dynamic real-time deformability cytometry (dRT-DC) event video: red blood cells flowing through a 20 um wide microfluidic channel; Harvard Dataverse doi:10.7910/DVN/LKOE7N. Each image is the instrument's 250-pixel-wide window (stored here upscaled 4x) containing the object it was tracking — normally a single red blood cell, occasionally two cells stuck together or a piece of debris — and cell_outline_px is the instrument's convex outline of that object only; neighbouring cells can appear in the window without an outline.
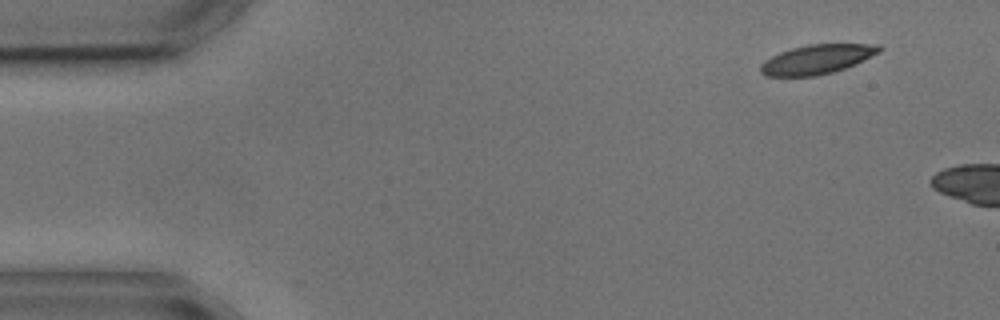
{"species": "common noctule bat (a hibernating species)", "species_latin": "Nyctalus noctula", "temperature_condition": "cold", "stored_images_in_passage": 2, "camera_frame_rate_fps": 3000, "um_per_image_px": 0.085, "animal": {"sex": "male", "body_mass_g": 17.9, "forearm_length_mm": 54.2}, "frame": {"image": 1, "passage_image": 1, "time_ms": 0.0, "image_size_px": [1000, 320], "cell_outline_px": [[884, 48], [880, 52], [844, 68], [832, 72], [816, 76], [764, 76], [760, 72], [760, 64], [764, 60], [780, 52], [792, 48], [808, 44], [880, 44]], "centroid_in_image_um": [69.42, 5.03], "position_along_channel_um": 15.6, "area_um2": 20.23}}